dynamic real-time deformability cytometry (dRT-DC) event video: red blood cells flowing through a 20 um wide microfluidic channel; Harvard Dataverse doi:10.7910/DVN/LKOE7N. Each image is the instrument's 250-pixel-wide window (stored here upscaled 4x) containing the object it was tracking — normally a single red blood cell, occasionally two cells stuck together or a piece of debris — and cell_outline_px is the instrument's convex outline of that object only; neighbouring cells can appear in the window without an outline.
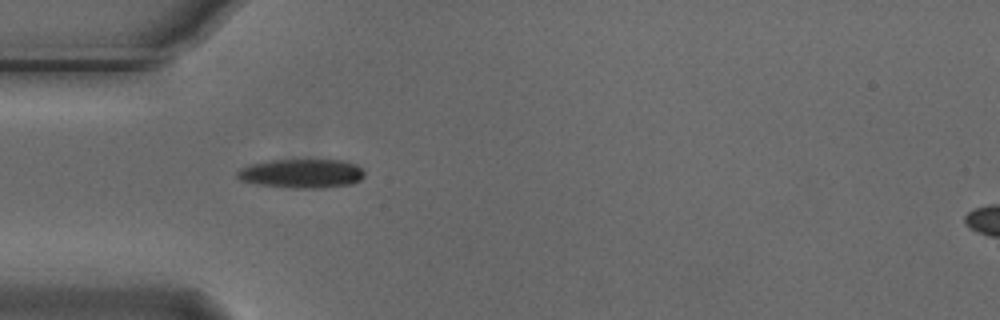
{"species": "Egyptian fruit bat (a non-hibernating species)", "species_latin": "Rousettus aegyptiacus", "temperature_condition": "cold", "stored_images_in_passage": 5, "camera_frame_rate_fps": 3000, "um_per_image_px": 0.085, "animal": {"sex": "male"}, "frame": {"image": 1, "passage_image": 5, "time_ms": 1.333, "image_size_px": [1000, 320], "cell_outline_px": [[364, 176], [360, 180], [352, 184], [324, 188], [292, 188], [260, 184], [240, 180], [236, 176], [236, 172], [240, 168], [252, 164], [272, 160], [344, 160], [356, 164], [364, 172]], "centroid_in_image_um": [25.67, 14.75], "position_along_channel_um": 59.3, "area_um2": 21.5}}